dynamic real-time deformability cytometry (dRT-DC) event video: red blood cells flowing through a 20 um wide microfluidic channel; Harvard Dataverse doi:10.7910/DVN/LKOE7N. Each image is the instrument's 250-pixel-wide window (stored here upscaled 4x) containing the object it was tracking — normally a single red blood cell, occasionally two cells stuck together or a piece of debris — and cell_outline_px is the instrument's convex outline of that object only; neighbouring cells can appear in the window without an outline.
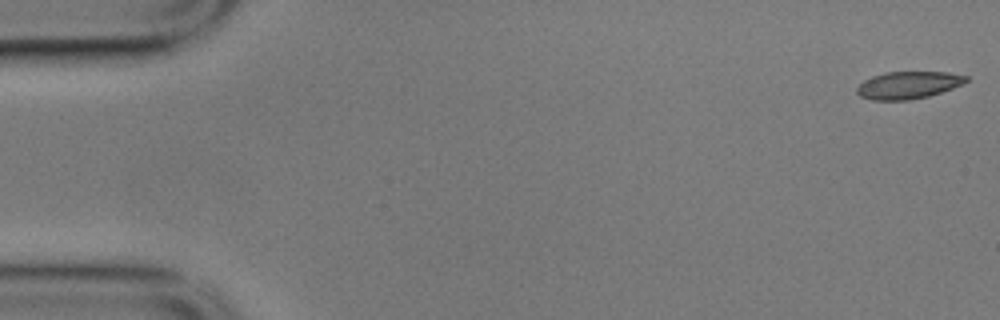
{"species": "common noctule bat (a hibernating species)", "species_latin": "Nyctalus noctula", "temperature_condition": "cold", "stored_images_in_passage": 56, "camera_frame_rate_fps": 3000, "um_per_image_px": 0.085, "animal": {"sex": "male", "body_mass_g": 17.9}, "frame": {"image": 1, "passage_image": 1, "time_ms": 0.0, "image_size_px": [1000, 320], "cell_outline_px": [[968, 80], [952, 88], [928, 96], [908, 100], [872, 100], [860, 96], [856, 92], [856, 88], [864, 80], [872, 76], [884, 72], [948, 72], [968, 76]], "centroid_in_image_um": [77.16, 7.23], "position_along_channel_um": 7.8, "area_um2": 17.28}}
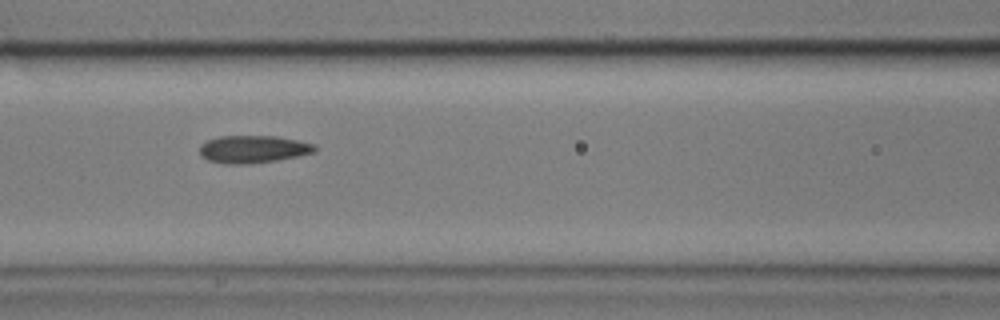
{"frame": {"image": 2, "passage_image": 24, "time_ms": 7.667, "image_size_px": [1000, 320], "cell_outline_px": [[316, 152], [300, 156], [276, 160], [248, 164], [228, 164], [208, 160], [200, 156], [200, 144], [208, 140], [220, 136], [276, 136], [316, 144]], "centroid_in_image_um": [21.53, 12.68], "position_along_channel_um": 145.1, "area_um2": 18.55}}
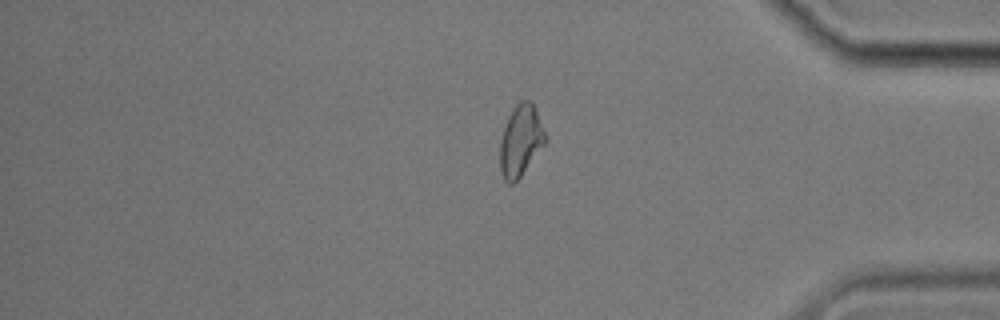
{"frame": {"image": 3, "passage_image": 47, "time_ms": 15.333, "image_size_px": [1000, 320], "cell_outline_px": [[548, 140], [520, 176], [512, 184], [508, 184], [504, 180], [500, 172], [500, 140], [508, 116], [516, 104], [520, 100], [528, 100], [532, 104], [536, 112]], "centroid_in_image_um": [44.24, 11.97], "position_along_channel_um": 391.0, "area_um2": 18.55}, "authors_computed_cell_mechanics": {"area_um2": 18.3515, "velocity_mm_per_s": 3.5152, "shape_relaxation_time_tau1_ms": 4.2183, "shape_relaxation_time_tau2_ms": 3.2683, "deformation_change_tau1": 0.1272, "deformation_change_tau2": 0.0689}}